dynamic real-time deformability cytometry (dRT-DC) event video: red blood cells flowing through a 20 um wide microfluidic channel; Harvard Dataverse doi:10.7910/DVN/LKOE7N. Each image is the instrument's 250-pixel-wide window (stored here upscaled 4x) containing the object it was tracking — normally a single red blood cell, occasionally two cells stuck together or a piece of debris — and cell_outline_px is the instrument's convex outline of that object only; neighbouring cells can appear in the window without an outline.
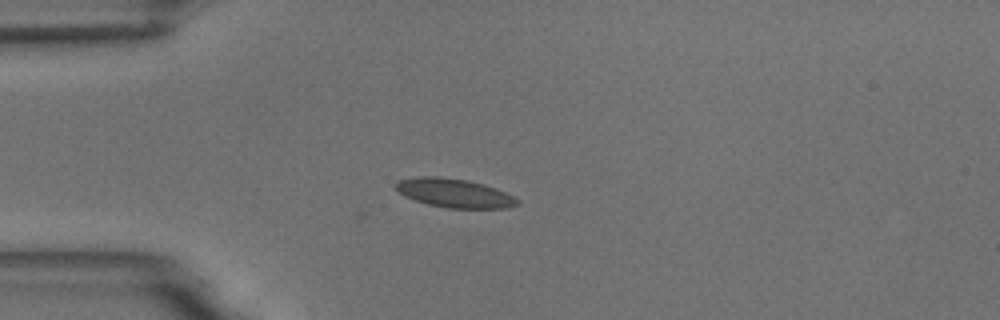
{"species": "common noctule bat (a hibernating species)", "species_latin": "Nyctalus noctula", "temperature_condition": "room temperature", "stored_images_in_passage": 3, "camera_frame_rate_fps": 3000, "um_per_image_px": 0.085, "animal": {"sex": "male", "body_mass_g": 18.8}, "frame": {"image": 1, "passage_image": 1, "time_ms": 0.0, "image_size_px": [1000, 320], "cell_outline_px": [[520, 204], [508, 208], [448, 208], [428, 204], [404, 196], [396, 188], [396, 180], [420, 176], [436, 176], [468, 180], [484, 184], [496, 188], [516, 196], [520, 200]], "centroid_in_image_um": [38.68, 16.41], "position_along_channel_um": 46.3, "area_um2": 20.58}}